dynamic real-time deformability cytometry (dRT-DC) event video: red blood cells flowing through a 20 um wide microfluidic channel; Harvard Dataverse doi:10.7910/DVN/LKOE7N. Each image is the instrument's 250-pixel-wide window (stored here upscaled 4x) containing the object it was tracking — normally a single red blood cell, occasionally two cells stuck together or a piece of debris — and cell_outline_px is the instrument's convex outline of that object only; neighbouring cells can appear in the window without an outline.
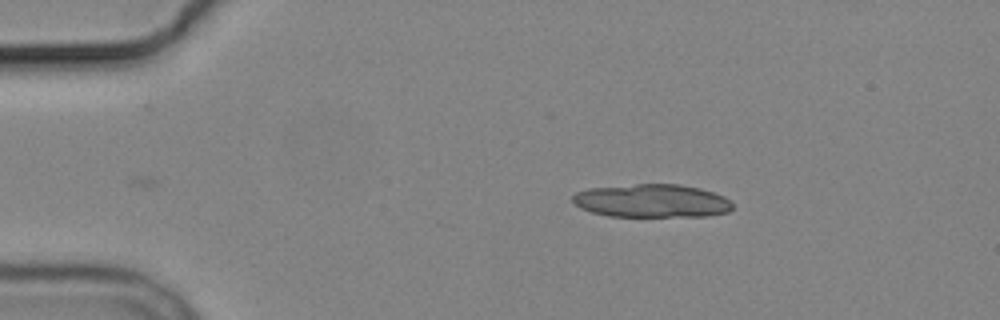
{"species": "common noctule bat (a hibernating species)", "species_latin": "Nyctalus noctula", "temperature_condition": "cold", "stored_images_in_passage": 5, "camera_frame_rate_fps": 3000, "um_per_image_px": 0.085, "animal": {"sex": "male", "body_mass_g": 19.2, "forearm_length_mm": 51.8}, "frame": {"image": 1, "passage_image": 5, "time_ms": 5.333, "image_size_px": [1000, 320], "cell_outline_px": [[732, 208], [728, 212], [708, 216], [608, 216], [592, 212], [580, 208], [572, 200], [572, 196], [576, 192], [588, 188], [636, 184], [680, 184], [700, 188], [724, 196], [732, 204]], "centroid_in_image_um": [55.39, 17.07], "position_along_channel_um": 29.6, "area_um2": 30.98}}